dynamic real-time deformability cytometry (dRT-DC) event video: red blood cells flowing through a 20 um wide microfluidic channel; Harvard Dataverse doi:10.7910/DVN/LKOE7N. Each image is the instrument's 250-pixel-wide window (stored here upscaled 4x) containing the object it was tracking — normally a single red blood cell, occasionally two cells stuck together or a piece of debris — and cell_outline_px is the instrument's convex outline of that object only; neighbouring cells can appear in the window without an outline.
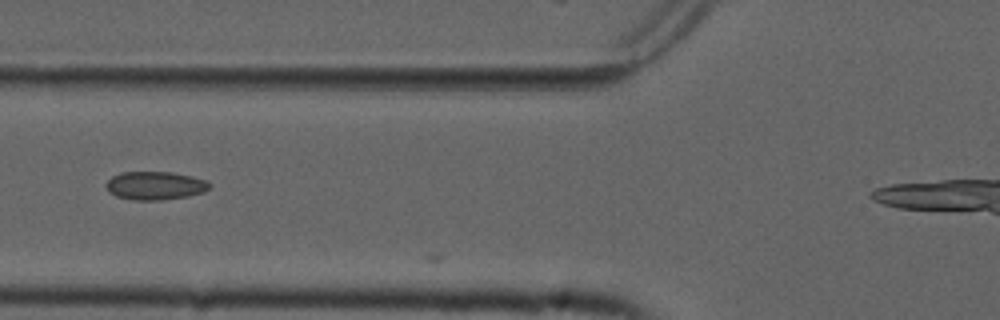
{"species": "common noctule bat (a hibernating species)", "species_latin": "Nyctalus noctula", "temperature_condition": "cold", "stored_images_in_passage": 4, "camera_frame_rate_fps": 3000, "um_per_image_px": 0.085, "animal": {"sex": "male", "forearm_length_mm": 52.5}, "frame": {"image": 1, "passage_image": 3, "time_ms": 0.667, "image_size_px": [1000, 320], "cell_outline_px": [[212, 188], [204, 192], [188, 196], [164, 200], [132, 200], [116, 196], [108, 192], [104, 184], [112, 176], [120, 172], [172, 172], [192, 176], [204, 180], [212, 184]], "centroid_in_image_um": [13.18, 15.78], "position_along_channel_um": 112.6, "area_um2": 17.34}}